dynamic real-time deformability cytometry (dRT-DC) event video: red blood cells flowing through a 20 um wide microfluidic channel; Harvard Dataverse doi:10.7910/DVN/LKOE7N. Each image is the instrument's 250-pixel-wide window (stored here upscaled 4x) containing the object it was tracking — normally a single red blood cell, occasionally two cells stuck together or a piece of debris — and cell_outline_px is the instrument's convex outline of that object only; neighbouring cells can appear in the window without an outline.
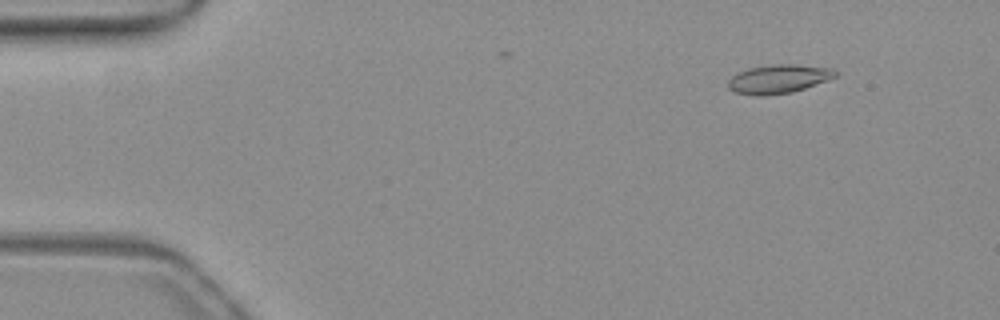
{"species": "common noctule bat (a hibernating species)", "species_latin": "Nyctalus noctula", "temperature_condition": "warm", "stored_images_in_passage": 10, "camera_frame_rate_fps": 3000, "um_per_image_px": 0.085, "animal": {"sex": "female", "body_mass_g": 19.3, "forearm_length_mm": 54.1}, "frame": {"image": 1, "passage_image": 6, "time_ms": 1.667, "image_size_px": [1000, 320], "cell_outline_px": [[836, 76], [828, 80], [792, 92], [764, 96], [756, 96], [736, 92], [728, 88], [728, 80], [732, 76], [748, 68], [772, 64], [792, 64], [832, 68], [836, 72]], "centroid_in_image_um": [66.16, 6.71], "position_along_channel_um": 18.8, "area_um2": 17.86}}